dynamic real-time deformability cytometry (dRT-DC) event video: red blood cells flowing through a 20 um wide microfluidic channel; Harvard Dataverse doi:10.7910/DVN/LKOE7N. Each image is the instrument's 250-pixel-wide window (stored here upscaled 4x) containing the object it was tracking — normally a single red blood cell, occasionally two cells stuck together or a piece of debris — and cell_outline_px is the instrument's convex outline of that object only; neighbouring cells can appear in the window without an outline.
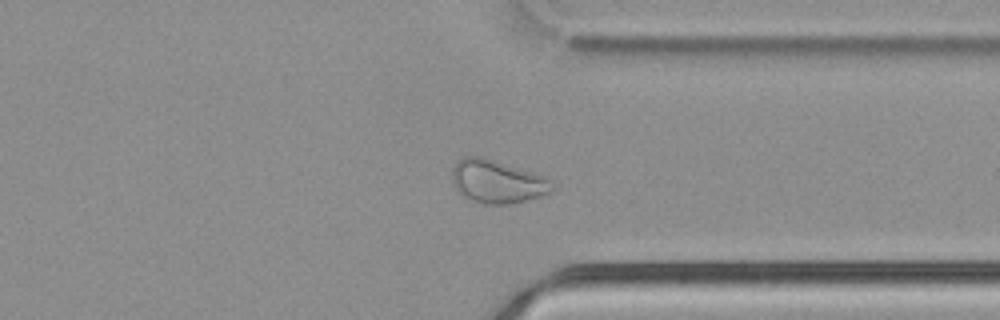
{"species": "common noctule bat (a hibernating species)", "species_latin": "Nyctalus noctula", "temperature_condition": "cold", "stored_images_in_passage": 51, "camera_frame_rate_fps": 3000, "um_per_image_px": 0.085, "animal": {"sex": "male", "body_mass_g": 21.5, "forearm_length_mm": 52.0}, "frame": {"image": 1, "passage_image": 39, "time_ms": 12.667, "image_size_px": [1000, 320], "cell_outline_px": [[556, 188], [544, 196], [512, 204], [484, 204], [468, 200], [460, 196], [452, 180], [452, 168], [464, 156], [480, 156], [532, 172], [544, 176], [552, 180], [556, 184]], "centroid_in_image_um": [42.29, 15.47], "position_along_channel_um": 369.1, "area_um2": 25.49}}
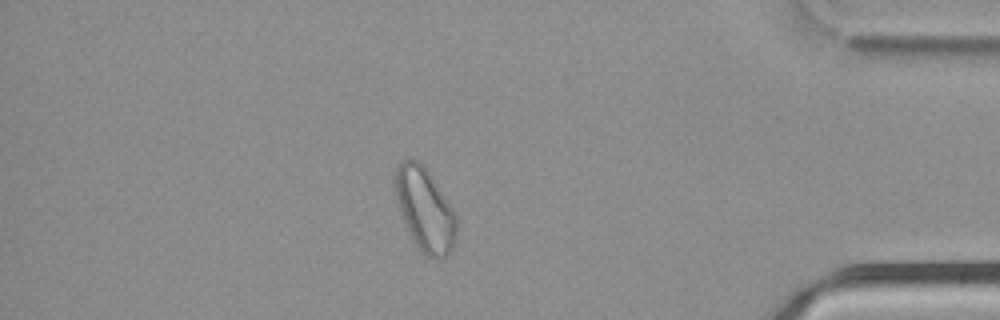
{"frame": {"image": 2, "passage_image": 44, "time_ms": 14.333, "image_size_px": [1000, 320], "cell_outline_px": [[456, 240], [452, 248], [444, 256], [436, 260], [428, 256], [416, 244], [404, 220], [396, 196], [392, 180], [396, 168], [400, 160], [412, 156], [432, 176], [456, 212]], "centroid_in_image_um": [36.11, 17.74], "position_along_channel_um": 399.1, "area_um2": 29.59}}
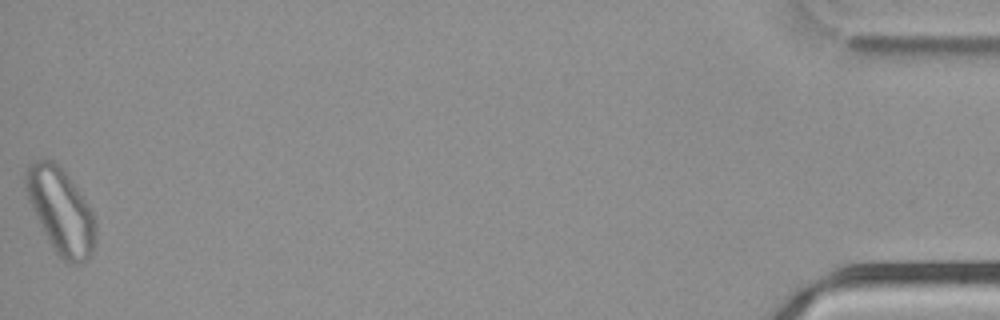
{"frame": {"image": 3, "passage_image": 51, "time_ms": 16.667, "image_size_px": [1000, 320], "cell_outline_px": [[96, 240], [92, 252], [80, 264], [68, 264], [52, 248], [28, 200], [24, 184], [24, 176], [28, 164], [36, 160], [52, 160], [64, 172], [84, 200], [92, 212], [96, 220]], "centroid_in_image_um": [5.15, 17.95], "position_along_channel_um": 430.0, "area_um2": 34.16}}